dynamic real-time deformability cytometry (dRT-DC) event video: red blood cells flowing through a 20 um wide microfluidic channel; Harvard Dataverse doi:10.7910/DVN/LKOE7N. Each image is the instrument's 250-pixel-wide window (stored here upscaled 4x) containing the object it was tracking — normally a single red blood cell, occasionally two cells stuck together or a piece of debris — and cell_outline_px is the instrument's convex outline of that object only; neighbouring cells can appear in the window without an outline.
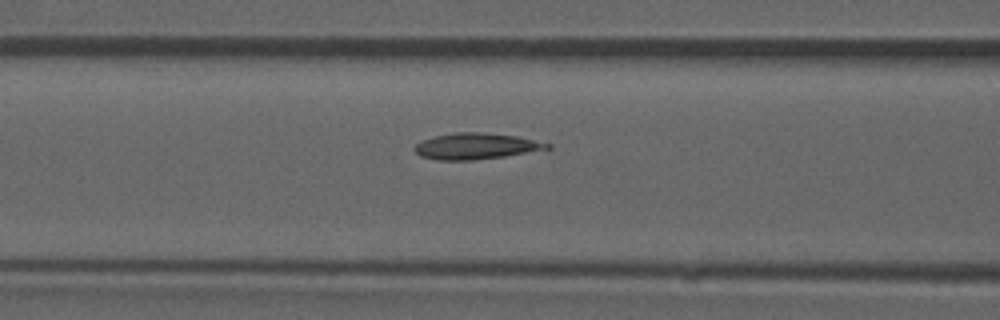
{"species": "common noctule bat (a hibernating species)", "species_latin": "Nyctalus noctula", "temperature_condition": "room temperature", "stored_images_in_passage": 43, "camera_frame_rate_fps": 3000, "um_per_image_px": 0.085, "animal": {"sex": "male", "forearm_length_mm": 52.5}, "frame": {"image": 1, "passage_image": 12, "time_ms": 3.667, "image_size_px": [1000, 320], "cell_outline_px": [[552, 148], [504, 156], [472, 160], [436, 160], [420, 156], [412, 148], [416, 144], [424, 140], [436, 136], [456, 132], [480, 132], [516, 136], [552, 144]], "centroid_in_image_um": [40.44, 12.43], "position_along_channel_um": 126.2, "area_um2": 20.0}}